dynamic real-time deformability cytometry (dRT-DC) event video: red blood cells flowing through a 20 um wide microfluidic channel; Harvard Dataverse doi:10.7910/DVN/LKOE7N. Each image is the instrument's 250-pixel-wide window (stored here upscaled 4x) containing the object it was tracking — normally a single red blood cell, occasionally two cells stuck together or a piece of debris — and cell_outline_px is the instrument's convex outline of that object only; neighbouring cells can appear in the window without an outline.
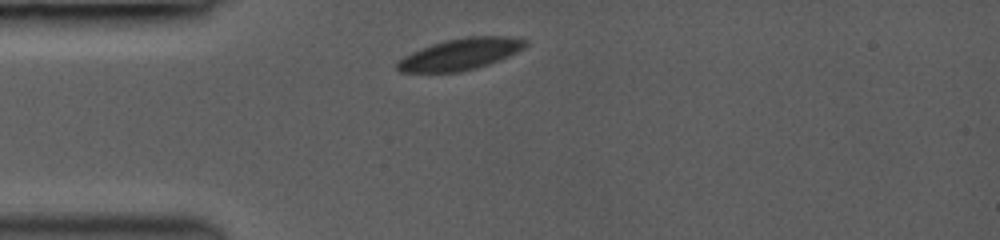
{"species": "common noctule bat (a hibernating species)", "species_latin": "Nyctalus noctula", "temperature_condition": "room temperature", "stored_images_in_passage": 3, "camera_frame_rate_fps": 3000, "um_per_image_px": 0.085, "animal": {"sex": "female", "body_mass_g": 19.0, "forearm_length_mm": 53.3}, "frame": {"image": 1, "passage_image": 1, "time_ms": 0.0, "image_size_px": [1000, 240], "cell_outline_px": [[528, 44], [524, 48], [500, 60], [476, 68], [460, 72], [400, 72], [396, 68], [396, 60], [412, 52], [432, 44], [444, 40], [468, 36], [508, 36], [528, 40]], "centroid_in_image_um": [39.13, 4.6], "position_along_channel_um": 45.9, "area_um2": 23.58}}
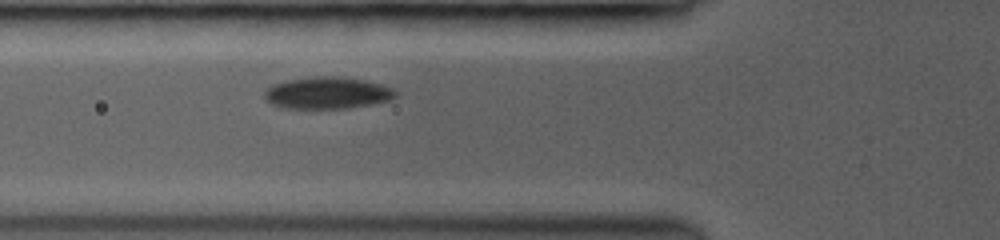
{"frame": {"image": 2, "passage_image": 3, "time_ms": 1.667, "image_size_px": [1000, 240], "cell_outline_px": [[396, 96], [388, 100], [372, 104], [348, 108], [280, 108], [272, 104], [264, 96], [264, 92], [272, 84], [284, 80], [316, 76], [336, 76], [364, 80], [384, 84], [392, 88], [396, 92]], "centroid_in_image_um": [27.81, 7.89], "position_along_channel_um": 98.0, "area_um2": 24.39}}